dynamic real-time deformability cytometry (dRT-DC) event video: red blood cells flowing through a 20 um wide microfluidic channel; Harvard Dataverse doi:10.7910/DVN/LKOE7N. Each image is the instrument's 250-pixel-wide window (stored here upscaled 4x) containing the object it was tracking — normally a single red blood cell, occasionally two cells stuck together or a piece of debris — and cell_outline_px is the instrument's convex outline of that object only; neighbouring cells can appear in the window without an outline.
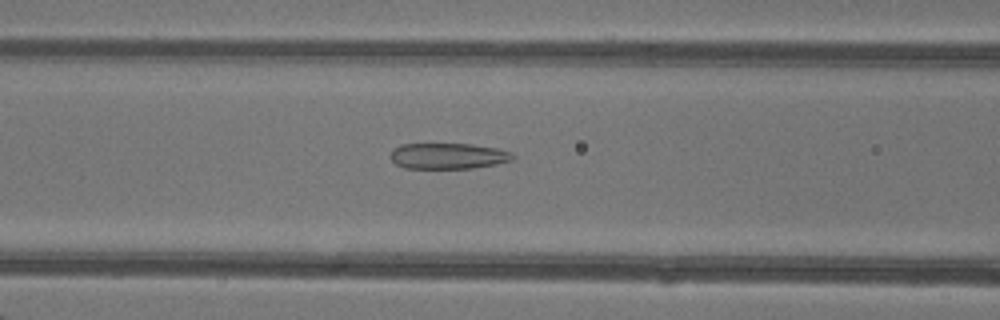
{"species": "common noctule bat (a hibernating species)", "species_latin": "Nyctalus noctula", "temperature_condition": "warm", "stored_images_in_passage": 41, "camera_frame_rate_fps": 3000, "um_per_image_px": 0.085, "animal": {"sex": "female"}, "frame": {"image": 1, "passage_image": 18, "time_ms": 5.667, "image_size_px": [1000, 320], "cell_outline_px": [[516, 156], [512, 160], [496, 164], [472, 168], [404, 168], [396, 164], [388, 156], [392, 148], [400, 144], [472, 144], [496, 148], [512, 152]], "centroid_in_image_um": [38.06, 13.25], "position_along_channel_um": 128.5, "area_um2": 18.61}}
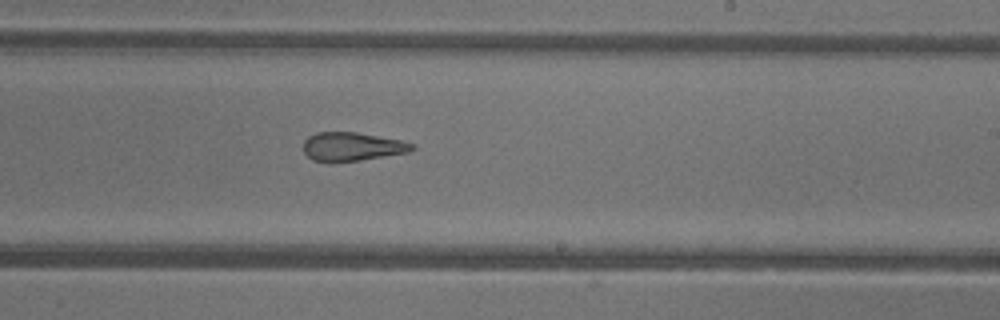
{"frame": {"image": 2, "passage_image": 27, "time_ms": 8.667, "image_size_px": [1000, 320], "cell_outline_px": [[416, 148], [408, 152], [360, 160], [312, 160], [304, 152], [304, 140], [308, 136], [316, 132], [356, 132], [400, 140], [416, 144]], "centroid_in_image_um": [29.95, 12.43], "position_along_channel_um": 259.0, "area_um2": 17.74}}
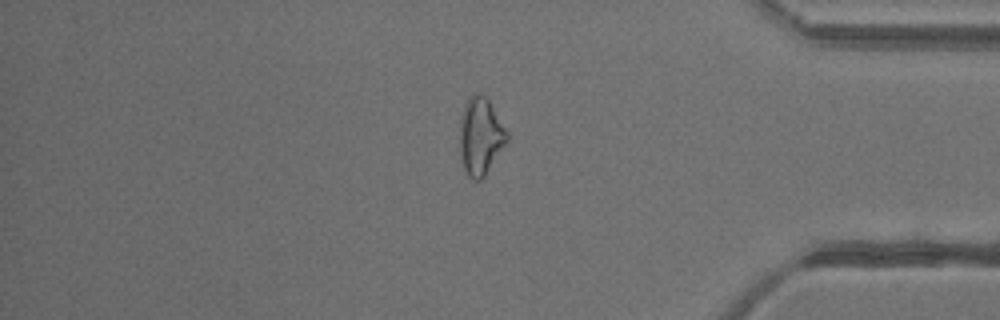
{"frame": {"image": 3, "passage_image": 38, "time_ms": 12.333, "image_size_px": [1000, 320], "cell_outline_px": [[508, 140], [484, 176], [480, 180], [472, 180], [468, 176], [460, 160], [460, 116], [464, 104], [472, 92], [480, 92], [488, 100], [508, 132]], "centroid_in_image_um": [40.81, 11.56], "position_along_channel_um": 394.4, "area_um2": 21.33}, "authors_computed_cell_mechanics": {"area_um2": 20.9236, "velocity_mm_per_s": 4.3541, "shape_relaxation_time_tau1_ms": null, "shape_relaxation_time_tau2_ms": 2.4714, "deformation_change_tau1": null, "deformation_change_tau2": 0.1104}}